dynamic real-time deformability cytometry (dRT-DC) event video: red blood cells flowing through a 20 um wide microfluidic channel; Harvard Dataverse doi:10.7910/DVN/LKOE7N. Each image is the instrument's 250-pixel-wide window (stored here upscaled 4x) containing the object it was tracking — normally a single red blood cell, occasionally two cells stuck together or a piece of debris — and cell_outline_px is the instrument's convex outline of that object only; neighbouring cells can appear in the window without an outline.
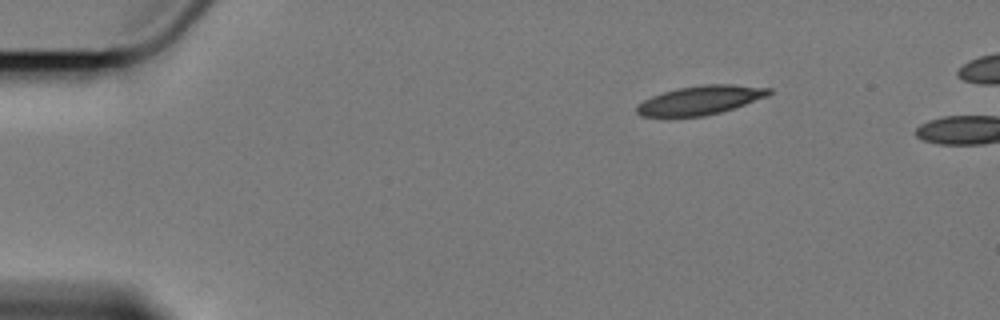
{"species": "Egyptian fruit bat (a non-hibernating species)", "species_latin": "Rousettus aegyptiacus", "temperature_condition": "cold", "stored_images_in_passage": 3, "camera_frame_rate_fps": 3000, "um_per_image_px": 0.085, "animal": {"sex": "female"}, "frame": {"image": 1, "passage_image": 1, "time_ms": 0.0, "image_size_px": [1000, 320], "cell_outline_px": [[772, 92], [768, 96], [720, 112], [704, 116], [668, 120], [640, 116], [636, 112], [636, 108], [644, 100], [652, 96], [676, 88], [704, 84], [732, 84], [772, 88]], "centroid_in_image_um": [59.45, 8.56], "position_along_channel_um": 25.6, "area_um2": 22.95}}